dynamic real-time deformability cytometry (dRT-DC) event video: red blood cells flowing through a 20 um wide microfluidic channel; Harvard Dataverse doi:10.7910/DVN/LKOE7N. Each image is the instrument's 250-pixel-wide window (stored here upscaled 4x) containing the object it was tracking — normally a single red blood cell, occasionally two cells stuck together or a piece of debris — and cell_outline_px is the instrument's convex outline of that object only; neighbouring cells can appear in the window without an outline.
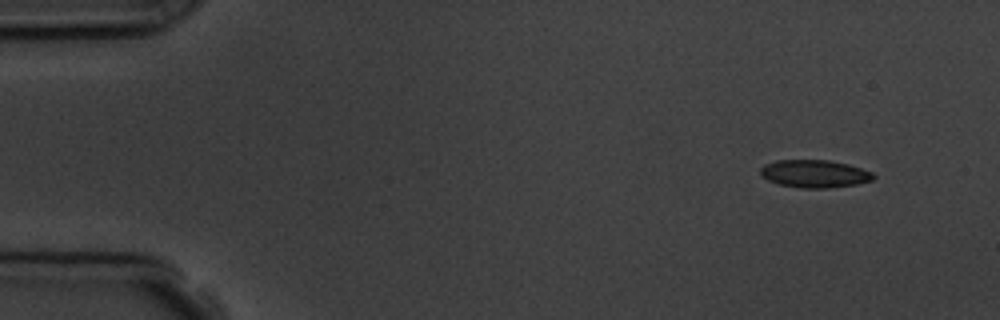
{"species": "common noctule bat (a hibernating species)", "species_latin": "Nyctalus noctula", "temperature_condition": "room temperature", "stored_images_in_passage": 6, "camera_frame_rate_fps": 3000, "um_per_image_px": 0.085, "animal": {"sex": "male", "body_mass_g": 19.5, "forearm_length_mm": 54.6}, "frame": {"image": 1, "passage_image": 1, "time_ms": 0.0, "image_size_px": [1000, 320], "cell_outline_px": [[876, 176], [872, 180], [856, 184], [828, 188], [800, 188], [780, 184], [768, 180], [760, 176], [760, 168], [764, 164], [776, 160], [828, 160], [848, 164], [872, 172]], "centroid_in_image_um": [69.21, 14.76], "position_along_channel_um": 15.8, "area_um2": 18.26}}
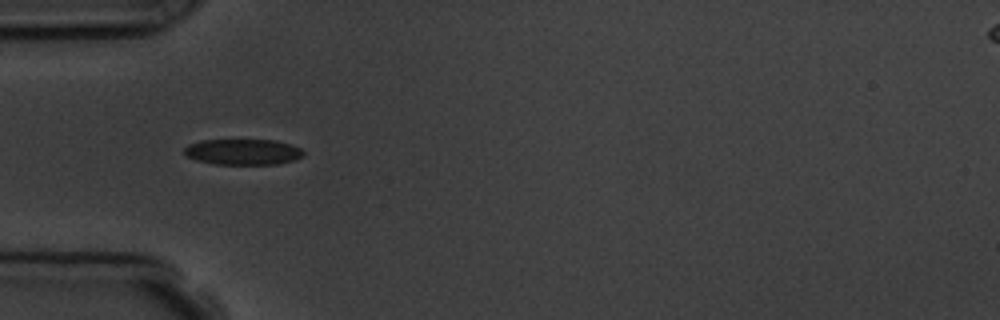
{"frame": {"image": 2, "passage_image": 4, "time_ms": 4.0, "image_size_px": [1000, 320], "cell_outline_px": [[304, 156], [296, 160], [276, 164], [212, 164], [196, 160], [188, 156], [184, 152], [184, 148], [188, 144], [200, 140], [276, 140], [292, 144], [300, 148], [304, 152]], "centroid_in_image_um": [20.68, 12.91], "position_along_channel_um": 64.3, "area_um2": 18.09}}